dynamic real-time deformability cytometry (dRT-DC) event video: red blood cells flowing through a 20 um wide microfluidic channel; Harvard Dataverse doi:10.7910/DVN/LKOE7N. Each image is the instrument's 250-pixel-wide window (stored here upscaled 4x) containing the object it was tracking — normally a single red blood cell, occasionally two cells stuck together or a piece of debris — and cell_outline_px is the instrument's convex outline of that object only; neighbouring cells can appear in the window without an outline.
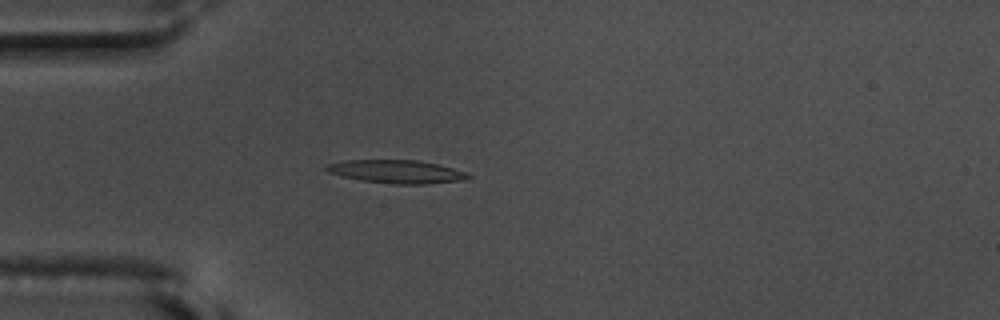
{"species": "common noctule bat (a hibernating species)", "species_latin": "Nyctalus noctula", "temperature_condition": "warm", "stored_images_in_passage": 50, "camera_frame_rate_fps": 3000, "um_per_image_px": 0.085, "animal": {"sex": "male", "body_mass_g": 17.5, "forearm_length_mm": 52.3}, "frame": {"image": 1, "passage_image": 10, "time_ms": 3.0, "image_size_px": [1000, 320], "cell_outline_px": [[472, 176], [464, 180], [424, 184], [392, 184], [360, 180], [328, 172], [324, 168], [328, 164], [344, 160], [420, 160], [440, 164], [468, 172]], "centroid_in_image_um": [33.77, 14.58], "position_along_channel_um": 51.2, "area_um2": 19.31}}
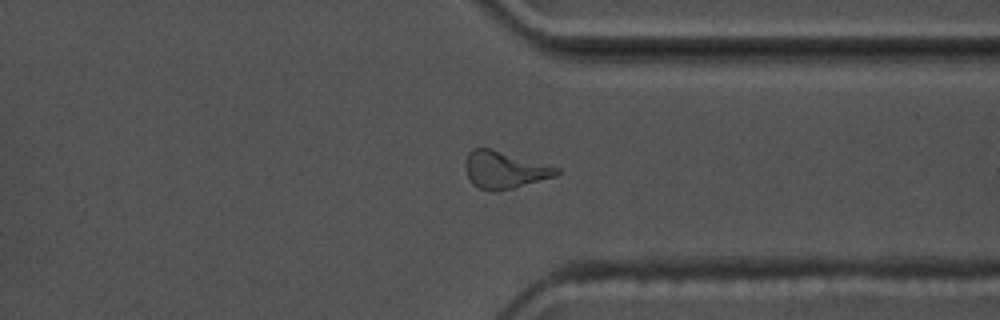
{"frame": {"image": 2, "passage_image": 37, "time_ms": 12.0, "image_size_px": [1000, 320], "cell_outline_px": [[560, 172], [556, 176], [512, 188], [496, 192], [492, 192], [480, 188], [472, 184], [464, 168], [464, 164], [468, 152], [472, 148], [488, 148], [560, 168]], "centroid_in_image_um": [42.84, 14.45], "position_along_channel_um": 368.6, "area_um2": 19.59}}
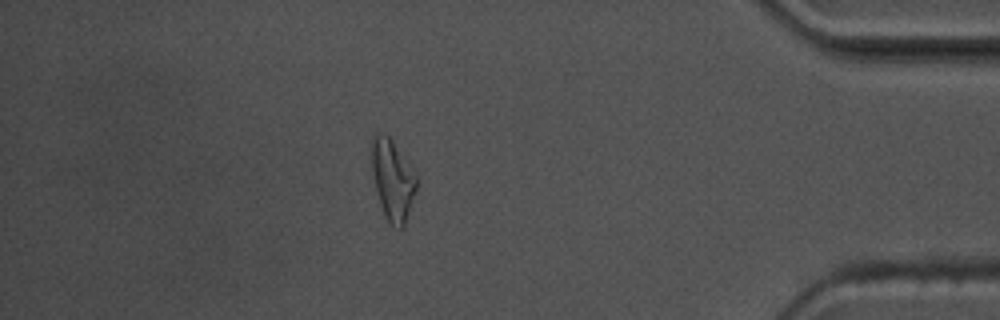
{"frame": {"image": 3, "passage_image": 43, "time_ms": 14.0, "image_size_px": [1000, 320], "cell_outline_px": [[416, 192], [404, 228], [400, 228], [388, 224], [384, 216], [380, 204], [372, 172], [372, 136], [376, 132], [380, 132], [388, 136], [392, 140], [416, 176]], "centroid_in_image_um": [33.36, 15.33], "position_along_channel_um": 401.8, "area_um2": 20.87}, "authors_computed_cell_mechanics": {"area_um2": 18.4671, "velocity_mm_per_s": 3.6576, "shape_relaxation_time_tau1_ms": null, "shape_relaxation_time_tau2_ms": 8.5132, "deformation_change_tau1": null, "deformation_change_tau2": 0.2529}}